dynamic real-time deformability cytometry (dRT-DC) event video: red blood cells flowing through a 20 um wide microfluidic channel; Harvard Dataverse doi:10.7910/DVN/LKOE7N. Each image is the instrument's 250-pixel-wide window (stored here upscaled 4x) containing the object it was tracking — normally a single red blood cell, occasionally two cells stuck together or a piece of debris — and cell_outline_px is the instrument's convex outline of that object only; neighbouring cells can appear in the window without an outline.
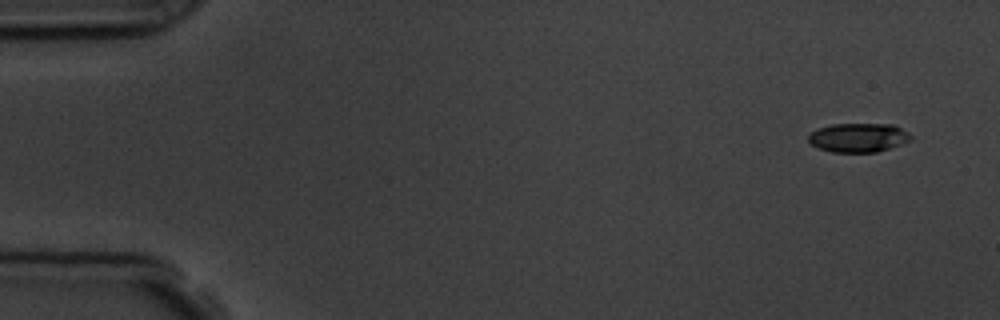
{"species": "common noctule bat (a hibernating species)", "species_latin": "Nyctalus noctula", "temperature_condition": "room temperature", "stored_images_in_passage": 4, "camera_frame_rate_fps": 3000, "um_per_image_px": 0.085, "animal": {"sex": "male", "body_mass_g": 19.5, "forearm_length_mm": 54.6}, "frame": {"image": 1, "passage_image": 1, "time_ms": 0.0, "image_size_px": [1000, 320], "cell_outline_px": [[912, 140], [876, 152], [832, 152], [820, 148], [812, 144], [808, 140], [808, 136], [816, 128], [832, 124], [892, 124], [900, 128], [912, 136]], "centroid_in_image_um": [72.94, 11.69], "position_along_channel_um": 12.1, "area_um2": 17.17}}